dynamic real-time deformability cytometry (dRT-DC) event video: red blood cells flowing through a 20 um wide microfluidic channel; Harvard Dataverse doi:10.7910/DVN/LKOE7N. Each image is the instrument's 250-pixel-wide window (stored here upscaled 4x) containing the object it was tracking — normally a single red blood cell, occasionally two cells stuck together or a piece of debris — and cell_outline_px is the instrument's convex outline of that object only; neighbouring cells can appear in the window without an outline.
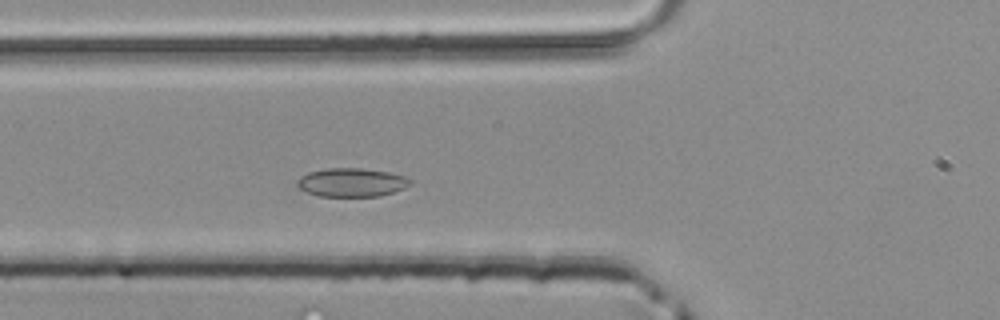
{"species": "common noctule bat (a hibernating species)", "species_latin": "Nyctalus noctula", "temperature_condition": "room temperature", "stored_images_in_passage": 35, "camera_frame_rate_fps": 3000, "um_per_image_px": 0.085, "animal": {"sex": "male", "body_mass_g": 20.4}, "frame": {"image": 1, "passage_image": 10, "time_ms": 3.0, "image_size_px": [1000, 320], "cell_outline_px": [[412, 184], [404, 188], [380, 196], [320, 196], [308, 192], [300, 188], [296, 184], [296, 180], [300, 176], [308, 172], [328, 168], [360, 168], [388, 172], [404, 176], [412, 180]], "centroid_in_image_um": [29.88, 15.5], "position_along_channel_um": 95.9, "area_um2": 18.79}}
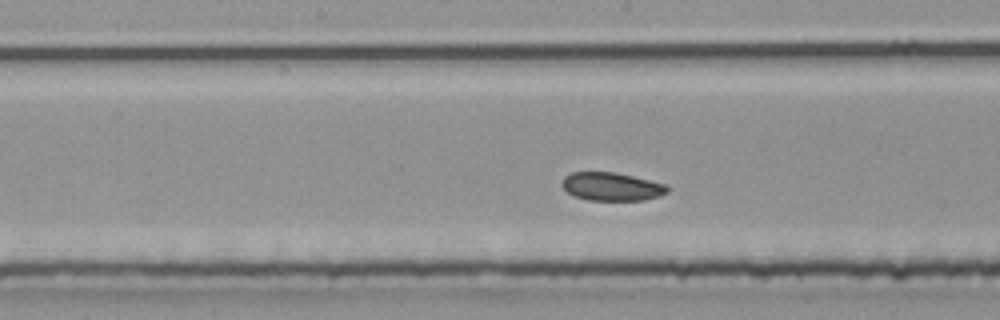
{"frame": {"image": 2, "passage_image": 17, "time_ms": 5.333, "image_size_px": [1000, 320], "cell_outline_px": [[668, 192], [660, 196], [644, 200], [588, 200], [576, 196], [568, 192], [560, 184], [564, 176], [572, 172], [612, 172], [632, 176], [668, 184]], "centroid_in_image_um": [52.0, 15.86], "position_along_channel_um": 196.2, "area_um2": 17.34}}
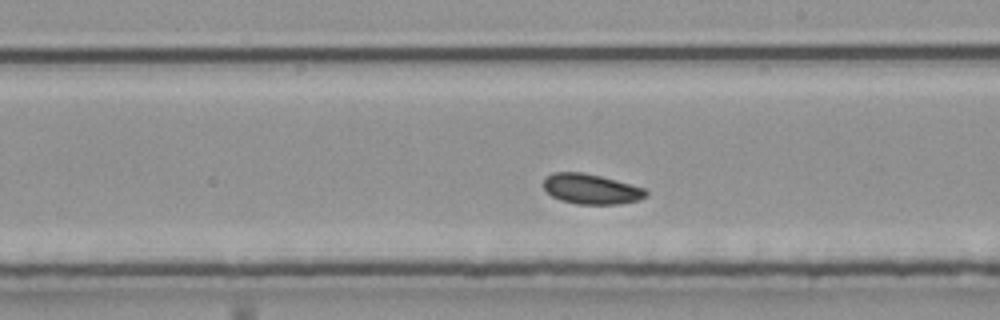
{"frame": {"image": 3, "passage_image": 20, "time_ms": 6.333, "image_size_px": [1000, 320], "cell_outline_px": [[648, 196], [636, 200], [620, 204], [576, 204], [560, 200], [552, 196], [544, 188], [544, 176], [552, 172], [580, 172], [600, 176], [616, 180], [644, 188], [648, 192]], "centroid_in_image_um": [50.22, 16.06], "position_along_channel_um": 238.8, "area_um2": 17.98}}